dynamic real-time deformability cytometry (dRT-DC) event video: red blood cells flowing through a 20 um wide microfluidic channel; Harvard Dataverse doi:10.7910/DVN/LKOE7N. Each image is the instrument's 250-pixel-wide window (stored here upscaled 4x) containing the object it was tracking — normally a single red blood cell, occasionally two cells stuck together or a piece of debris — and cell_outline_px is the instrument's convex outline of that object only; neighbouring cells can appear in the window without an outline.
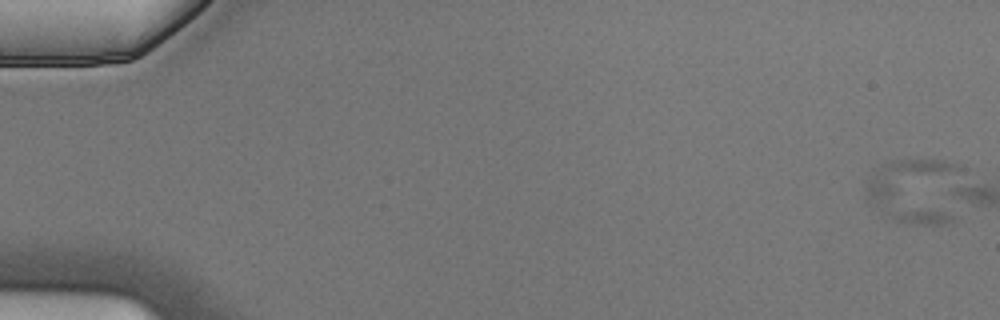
{"species": "Egyptian fruit bat (a non-hibernating species)", "species_latin": "Rousettus aegyptiacus", "temperature_condition": "cold", "stored_images_in_passage": 5, "camera_frame_rate_fps": 3000, "um_per_image_px": 0.085, "animal": {"sex": "male"}, "frame": {"image": 1, "passage_image": 1, "time_ms": 0.0, "image_size_px": [1000, 320], "cell_outline_px": [[956, 220], [948, 224], [904, 224], [896, 220], [872, 204], [864, 188], [868, 180], [880, 168], [888, 164], [900, 160], [940, 160], [956, 164]], "centroid_in_image_um": [77.83, 16.27], "position_along_channel_um": 7.2, "area_um2": 35.95}}